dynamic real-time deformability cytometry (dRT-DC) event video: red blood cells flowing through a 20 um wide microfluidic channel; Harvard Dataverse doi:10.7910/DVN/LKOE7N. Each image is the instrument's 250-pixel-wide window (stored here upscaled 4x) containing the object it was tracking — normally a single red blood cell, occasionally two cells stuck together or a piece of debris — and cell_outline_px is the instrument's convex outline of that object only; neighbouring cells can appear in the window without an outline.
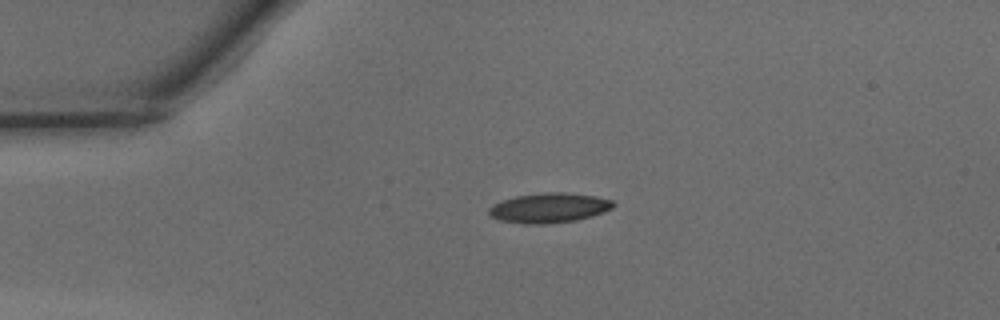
{"species": "common noctule bat (a hibernating species)", "species_latin": "Nyctalus noctula", "temperature_condition": "warm", "stored_images_in_passage": 38, "camera_frame_rate_fps": 3000, "um_per_image_px": 0.085, "animal": {"sex": "male", "body_mass_g": 15.6}, "frame": {"image": 1, "passage_image": 1, "time_ms": 0.0, "image_size_px": [1000, 320], "cell_outline_px": [[616, 204], [612, 208], [604, 212], [592, 216], [576, 220], [544, 224], [524, 224], [500, 220], [492, 216], [488, 212], [488, 208], [492, 204], [516, 196], [544, 192], [564, 192], [596, 196], [612, 200]], "centroid_in_image_um": [46.69, 17.66], "position_along_channel_um": 38.3, "area_um2": 21.62}}
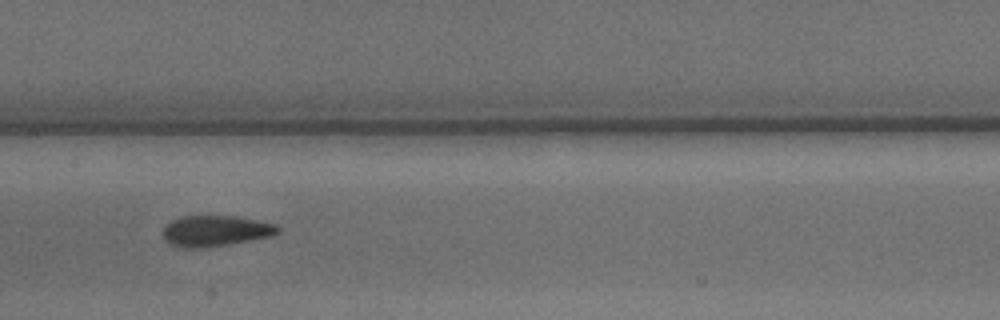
{"frame": {"image": 2, "passage_image": 14, "time_ms": 4.333, "image_size_px": [1000, 320], "cell_outline_px": [[280, 232], [272, 236], [228, 244], [200, 248], [184, 248], [172, 244], [164, 236], [164, 228], [172, 220], [180, 216], [236, 216], [276, 224], [280, 228]], "centroid_in_image_um": [18.36, 19.62], "position_along_channel_um": 189.0, "area_um2": 20.4}}
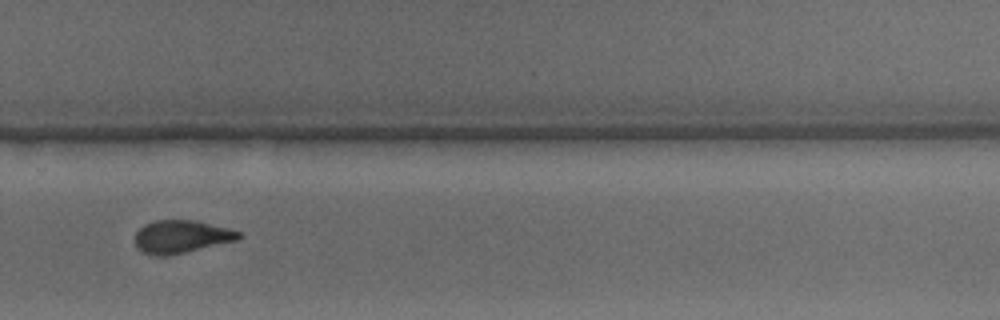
{"frame": {"image": 3, "passage_image": 23, "time_ms": 7.333, "image_size_px": [1000, 320], "cell_outline_px": [[244, 236], [240, 240], [168, 256], [152, 256], [140, 252], [136, 248], [136, 232], [144, 224], [156, 220], [196, 220], [228, 228], [240, 232]], "centroid_in_image_um": [15.43, 20.13], "position_along_channel_um": 314.4, "area_um2": 20.23}, "authors_computed_cell_mechanics": {"area_um2": 20.808, "velocity_mm_per_s": 4.1934, "shape_relaxation_time_tau1_ms": 5.4728, "shape_relaxation_time_tau2_ms": 1.7405, "deformation_change_tau1": 0.1681, "deformation_change_tau2": 0.0854}}